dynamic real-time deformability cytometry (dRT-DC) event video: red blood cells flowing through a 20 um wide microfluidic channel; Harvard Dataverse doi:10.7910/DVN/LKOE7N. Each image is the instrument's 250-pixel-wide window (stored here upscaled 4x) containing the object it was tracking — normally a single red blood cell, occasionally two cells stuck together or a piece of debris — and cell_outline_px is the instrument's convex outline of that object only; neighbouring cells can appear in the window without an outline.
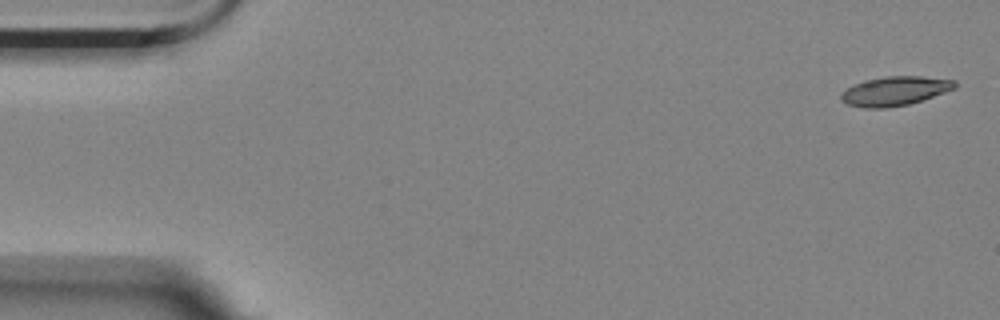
{"species": "Egyptian fruit bat (a non-hibernating species)", "species_latin": "Rousettus aegyptiacus", "temperature_condition": "room temperature", "stored_images_in_passage": 5, "segment_of_instrument_passage": [1, 2], "camera_frame_rate_fps": 3000, "um_per_image_px": 0.085, "animal": {"sex": "female"}, "frame": {"image": 1, "passage_image": 1, "time_ms": 0.0, "image_size_px": [1000, 320], "cell_outline_px": [[956, 88], [908, 104], [888, 108], [864, 108], [848, 104], [840, 100], [840, 96], [848, 88], [864, 80], [884, 76], [920, 76], [956, 80]], "centroid_in_image_um": [76.06, 7.73], "position_along_channel_um": 8.9, "area_um2": 19.13}}
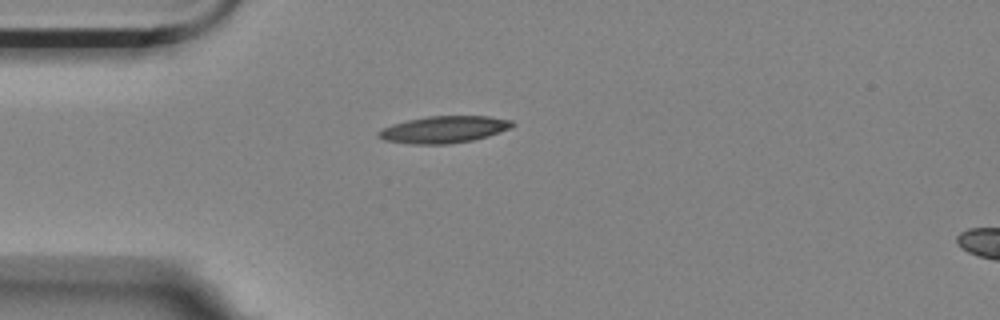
{"frame": {"image": 2, "passage_image": 4, "time_ms": 1.0, "image_size_px": [1000, 320], "cell_outline_px": [[516, 124], [508, 128], [488, 136], [472, 140], [448, 144], [412, 144], [384, 140], [376, 136], [376, 132], [392, 124], [408, 120], [428, 116], [488, 116], [512, 120]], "centroid_in_image_um": [37.71, 11.0], "position_along_channel_um": 47.3, "area_um2": 20.87}}